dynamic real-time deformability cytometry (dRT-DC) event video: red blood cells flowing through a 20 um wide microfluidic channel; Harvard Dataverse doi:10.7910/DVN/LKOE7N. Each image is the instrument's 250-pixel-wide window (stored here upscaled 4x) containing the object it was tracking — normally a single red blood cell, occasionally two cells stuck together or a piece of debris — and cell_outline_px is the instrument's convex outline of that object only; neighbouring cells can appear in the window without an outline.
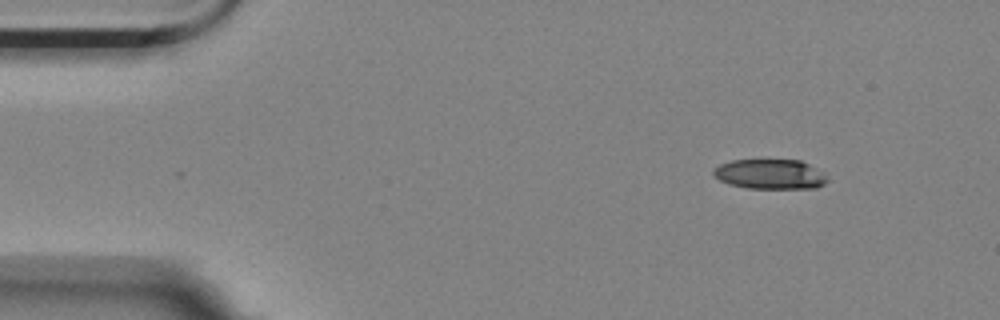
{"species": "Egyptian fruit bat (a non-hibernating species)", "species_latin": "Rousettus aegyptiacus", "temperature_condition": "room temperature", "stored_images_in_passage": 3, "camera_frame_rate_fps": 3000, "um_per_image_px": 0.085, "animal": {"sex": "female"}, "frame": {"image": 1, "passage_image": 1, "time_ms": 0.0, "image_size_px": [1000, 320], "cell_outline_px": [[828, 180], [824, 184], [816, 188], [748, 188], [728, 184], [712, 176], [712, 172], [720, 164], [732, 160], [800, 160], [816, 168]], "centroid_in_image_um": [65.42, 14.81], "position_along_channel_um": 19.6, "area_um2": 19.65}}